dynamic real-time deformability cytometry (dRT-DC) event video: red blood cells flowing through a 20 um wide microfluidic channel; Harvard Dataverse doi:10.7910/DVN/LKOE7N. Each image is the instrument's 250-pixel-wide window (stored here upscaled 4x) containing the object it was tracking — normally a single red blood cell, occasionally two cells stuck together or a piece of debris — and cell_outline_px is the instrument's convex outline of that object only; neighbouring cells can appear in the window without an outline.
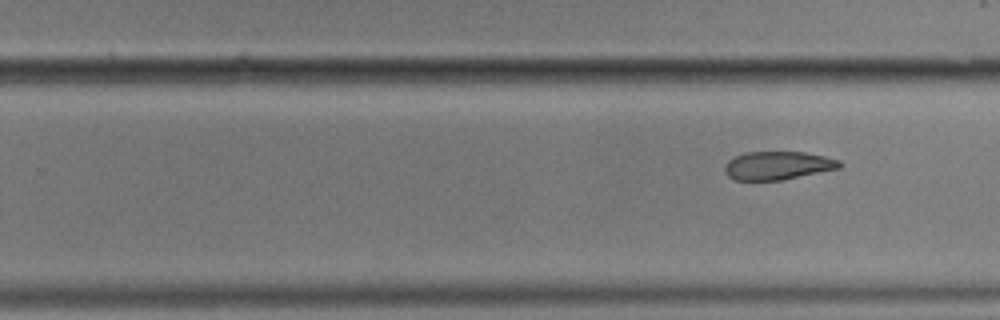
{"species": "common noctule bat (a hibernating species)", "species_latin": "Nyctalus noctula", "temperature_condition": "cold", "stored_images_in_passage": 10, "segment_of_instrument_passage": [2, 2], "camera_frame_rate_fps": 3000, "um_per_image_px": 0.085, "animal": {"sex": "male", "body_mass_g": 17.9}, "frame": {"image": 1, "passage_image": 10, "time_ms": 11.667, "image_size_px": [1000, 320], "cell_outline_px": [[844, 164], [840, 168], [780, 180], [736, 180], [728, 176], [724, 172], [724, 168], [728, 160], [744, 152], [804, 152], [824, 156], [840, 160]], "centroid_in_image_um": [66.11, 14.06], "position_along_channel_um": 263.7, "area_um2": 18.9}}